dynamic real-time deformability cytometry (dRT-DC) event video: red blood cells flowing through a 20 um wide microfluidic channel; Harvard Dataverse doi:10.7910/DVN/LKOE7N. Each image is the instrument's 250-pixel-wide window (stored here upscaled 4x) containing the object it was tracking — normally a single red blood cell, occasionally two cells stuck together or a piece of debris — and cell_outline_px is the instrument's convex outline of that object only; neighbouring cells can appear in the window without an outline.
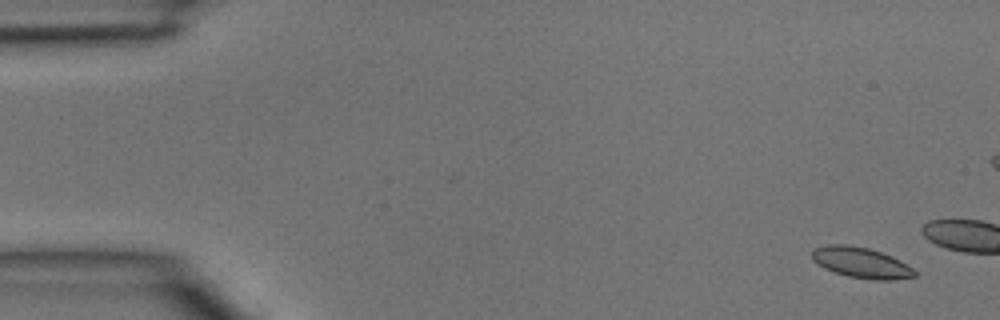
{"species": "common noctule bat (a hibernating species)", "species_latin": "Nyctalus noctula", "temperature_condition": "room temperature", "stored_images_in_passage": 5, "segment_of_instrument_passage": [2, 2], "camera_frame_rate_fps": 3000, "um_per_image_px": 0.085, "animal": {"sex": "male", "body_mass_g": 15.6}, "frame": {"image": 1, "passage_image": 5, "time_ms": 1.333, "image_size_px": [1000, 320], "cell_outline_px": [[916, 276], [892, 280], [872, 280], [848, 276], [824, 268], [812, 260], [812, 248], [828, 244], [848, 244], [868, 248], [892, 256], [900, 260], [912, 268], [916, 272]], "centroid_in_image_um": [73.18, 22.31], "position_along_channel_um": 11.8, "area_um2": 18.38}}